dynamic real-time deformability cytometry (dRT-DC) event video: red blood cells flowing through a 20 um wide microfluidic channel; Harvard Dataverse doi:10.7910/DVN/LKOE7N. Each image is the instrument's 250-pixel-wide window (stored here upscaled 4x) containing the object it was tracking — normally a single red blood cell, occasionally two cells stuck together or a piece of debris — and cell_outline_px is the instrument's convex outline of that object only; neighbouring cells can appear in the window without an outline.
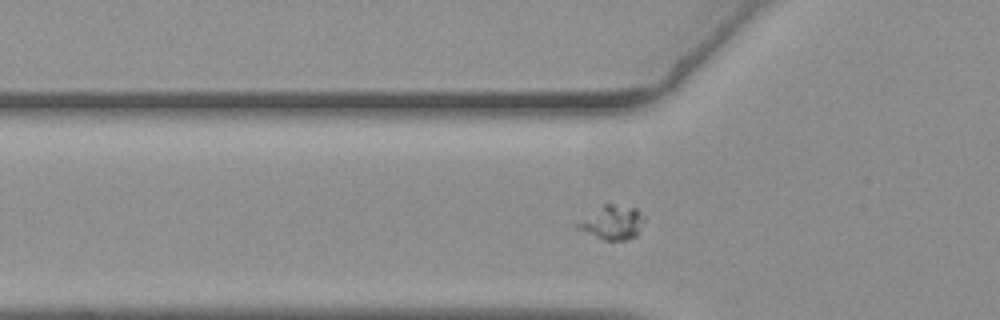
{"species": "common noctule bat (a hibernating species)", "species_latin": "Nyctalus noctula", "temperature_condition": "warm", "stored_images_in_passage": 43, "segment_of_instrument_passage": [1, 2], "camera_frame_rate_fps": 3000, "um_per_image_px": 0.085, "animal": {"sex": "female", "body_mass_g": 19.3, "forearm_length_mm": 54.1}, "frame": {"image": 1, "passage_image": 4, "time_ms": 1.0, "image_size_px": [1000, 320], "cell_outline_px": [[640, 228], [636, 236], [624, 240], [604, 240], [576, 228], [576, 224], [604, 204], [612, 204], [636, 208], [640, 216]], "centroid_in_image_um": [52.01, 18.93], "position_along_channel_um": 73.8, "area_um2": 12.43}}
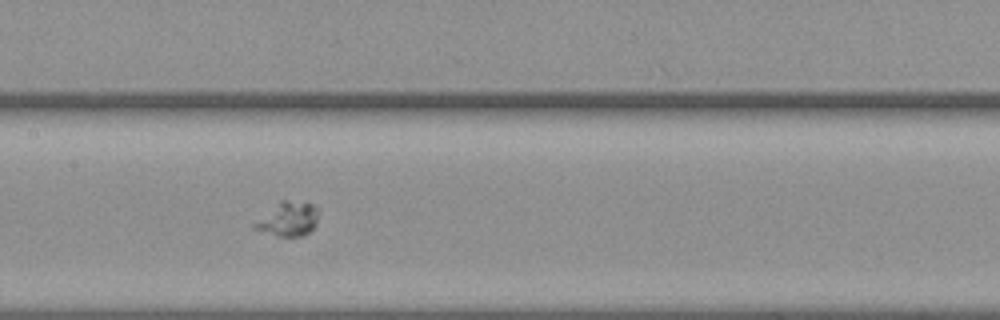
{"frame": {"image": 2, "passage_image": 13, "time_ms": 4.0, "image_size_px": [1000, 320], "cell_outline_px": [[316, 224], [312, 232], [300, 236], [276, 236], [252, 228], [252, 224], [280, 200], [308, 200], [316, 208]], "centroid_in_image_um": [24.49, 18.6], "position_along_channel_um": 182.9, "area_um2": 12.89}}
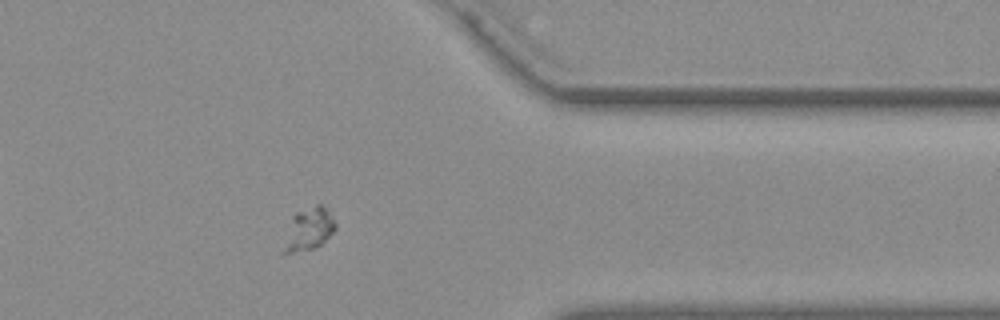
{"frame": {"image": 3, "passage_image": 31, "time_ms": 10.0, "image_size_px": [1000, 320], "cell_outline_px": [[336, 228], [316, 248], [284, 256], [280, 256], [280, 252], [292, 216], [296, 212], [316, 204], [320, 204], [328, 212], [336, 224]], "centroid_in_image_um": [26.14, 19.55], "position_along_channel_um": 385.3, "area_um2": 13.01}}